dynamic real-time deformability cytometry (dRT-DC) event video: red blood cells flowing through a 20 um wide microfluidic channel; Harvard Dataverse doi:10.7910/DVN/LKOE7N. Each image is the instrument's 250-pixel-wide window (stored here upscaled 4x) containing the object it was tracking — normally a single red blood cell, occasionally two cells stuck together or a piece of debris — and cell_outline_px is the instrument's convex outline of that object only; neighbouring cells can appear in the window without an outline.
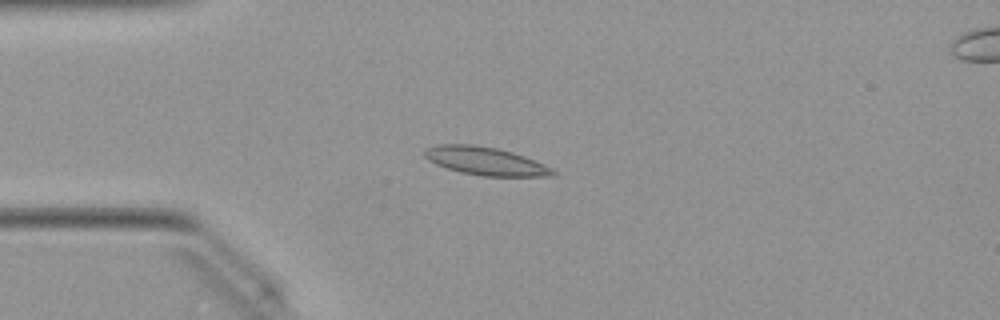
{"species": "Egyptian fruit bat (a non-hibernating species)", "species_latin": "Rousettus aegyptiacus", "temperature_condition": "warm", "stored_images_in_passage": 45, "camera_frame_rate_fps": 3000, "um_per_image_px": 0.085, "animal": {"sex": "female"}, "frame": {"image": 1, "passage_image": 7, "time_ms": 2.0, "image_size_px": [1000, 320], "cell_outline_px": [[556, 176], [484, 176], [460, 172], [436, 164], [428, 160], [424, 156], [424, 148], [436, 144], [472, 144], [496, 148], [512, 152], [524, 156], [544, 164], [552, 168], [556, 172]], "centroid_in_image_um": [41.25, 13.68], "position_along_channel_um": 43.8, "area_um2": 21.04}}
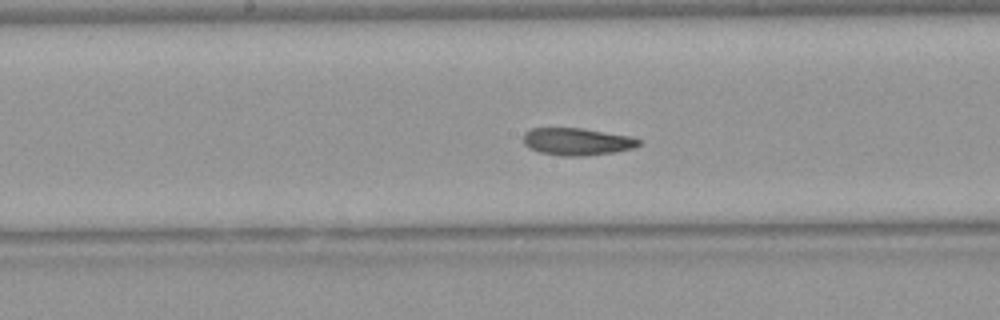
{"frame": {"image": 2, "passage_image": 20, "time_ms": 6.333, "image_size_px": [1000, 320], "cell_outline_px": [[640, 144], [632, 148], [616, 152], [584, 156], [560, 156], [540, 152], [524, 144], [524, 132], [532, 128], [580, 128], [632, 136], [640, 140]], "centroid_in_image_um": [49.06, 12.04], "position_along_channel_um": 199.1, "area_um2": 18.32}}
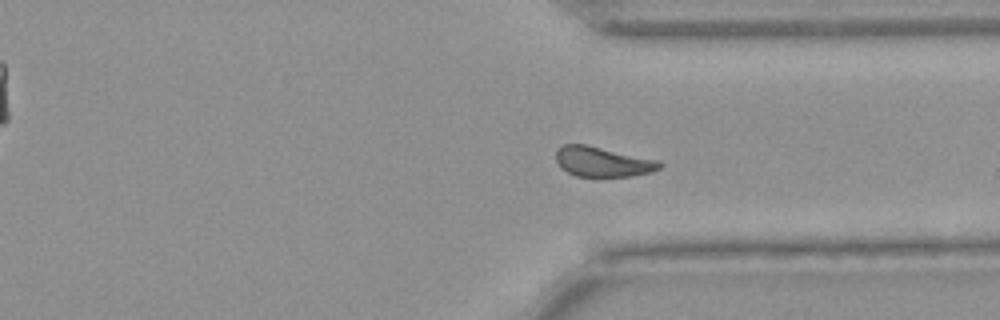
{"frame": {"image": 3, "passage_image": 32, "time_ms": 10.333, "image_size_px": [1000, 320], "cell_outline_px": [[664, 164], [660, 168], [652, 172], [632, 176], [600, 180], [576, 176], [560, 168], [556, 160], [556, 148], [564, 144], [588, 144], [660, 160]], "centroid_in_image_um": [51.24, 13.79], "position_along_channel_um": 360.2, "area_um2": 19.25}, "authors_computed_cell_mechanics": {"area_um2": 18.9006, "velocity_mm_per_s": 4.0172, "shape_relaxation_time_tau1_ms": 5.6652, "shape_relaxation_time_tau2_ms": 2.9207, "deformation_change_tau1": 0.1506, "deformation_change_tau2": 0.0929}}